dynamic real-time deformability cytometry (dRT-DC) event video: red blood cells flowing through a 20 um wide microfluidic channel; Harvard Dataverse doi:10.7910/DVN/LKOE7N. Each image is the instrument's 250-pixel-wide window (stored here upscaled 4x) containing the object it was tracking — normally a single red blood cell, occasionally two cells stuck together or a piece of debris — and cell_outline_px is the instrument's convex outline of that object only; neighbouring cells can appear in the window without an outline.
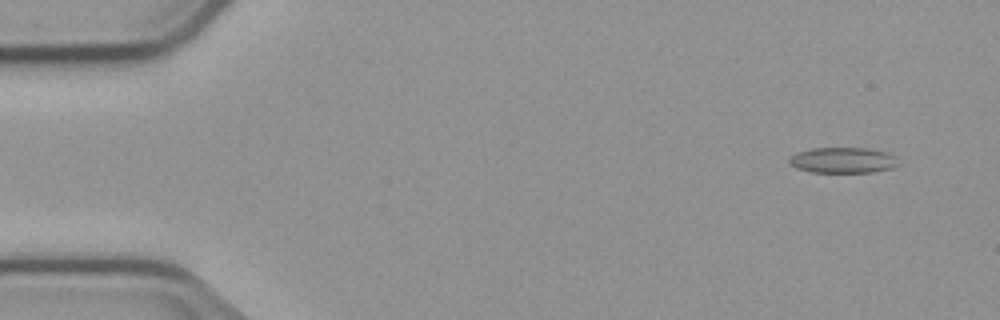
{"species": "common noctule bat (a hibernating species)", "species_latin": "Nyctalus noctula", "temperature_condition": "cold", "stored_images_in_passage": 5, "camera_frame_rate_fps": 3000, "um_per_image_px": 0.085, "animal": {"sex": "male", "body_mass_g": 23.1, "forearm_length_mm": 52.7}, "frame": {"image": 1, "passage_image": 1, "time_ms": 0.0, "image_size_px": [1000, 320], "cell_outline_px": [[900, 164], [892, 168], [872, 172], [812, 172], [796, 168], [788, 164], [788, 156], [796, 152], [812, 148], [868, 148], [884, 152], [896, 156]], "centroid_in_image_um": [71.61, 13.62], "position_along_channel_um": 13.4, "area_um2": 16.53}}
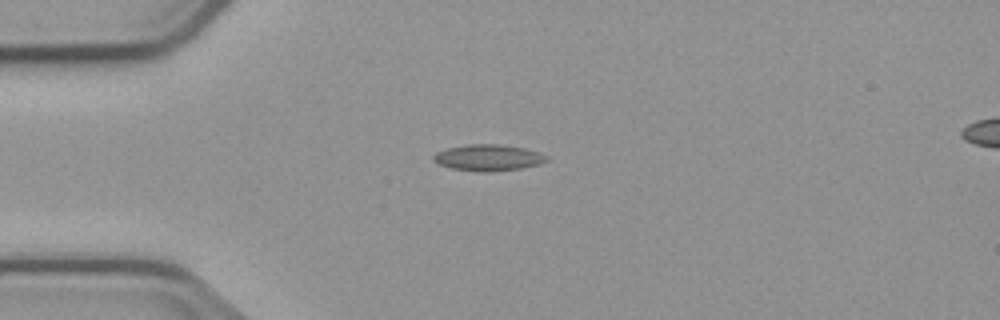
{"frame": {"image": 2, "passage_image": 3, "time_ms": 3.333, "image_size_px": [1000, 320], "cell_outline_px": [[548, 160], [540, 164], [520, 168], [488, 172], [484, 172], [452, 168], [440, 164], [432, 160], [432, 156], [436, 152], [448, 148], [468, 144], [496, 144], [524, 148], [540, 152], [548, 156]], "centroid_in_image_um": [41.51, 13.39], "position_along_channel_um": 43.5, "area_um2": 17.22}}
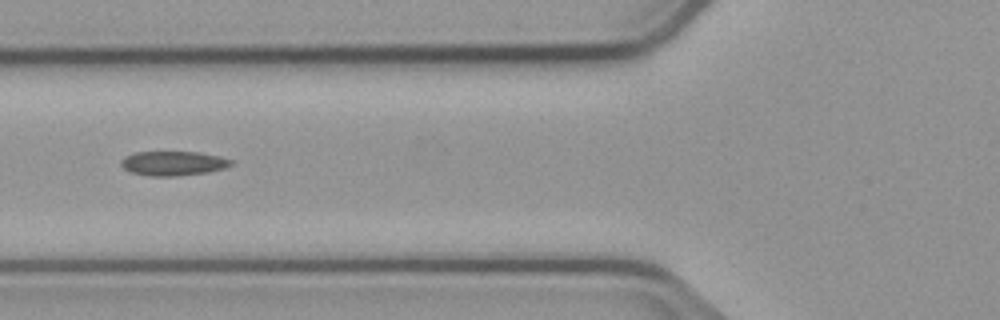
{"frame": {"image": 3, "passage_image": 5, "time_ms": 5.667, "image_size_px": [1000, 320], "cell_outline_px": [[232, 164], [224, 168], [208, 172], [176, 176], [152, 176], [132, 172], [124, 168], [120, 164], [120, 160], [124, 156], [136, 152], [200, 152], [220, 156], [232, 160]], "centroid_in_image_um": [14.72, 13.87], "position_along_channel_um": 111.1, "area_um2": 15.61}}